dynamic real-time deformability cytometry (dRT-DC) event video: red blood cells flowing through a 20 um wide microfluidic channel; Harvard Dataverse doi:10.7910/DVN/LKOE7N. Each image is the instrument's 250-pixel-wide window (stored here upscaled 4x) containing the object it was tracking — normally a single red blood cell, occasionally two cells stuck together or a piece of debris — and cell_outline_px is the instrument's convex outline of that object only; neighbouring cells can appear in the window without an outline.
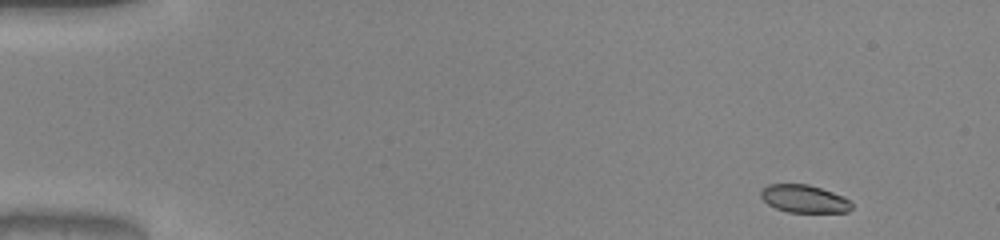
{"species": "common noctule bat (a hibernating species)", "species_latin": "Nyctalus noctula", "temperature_condition": "warm", "stored_images_in_passage": 48, "camera_frame_rate_fps": 3000, "um_per_image_px": 0.085, "animal": {"sex": "male", "body_mass_g": 20.0, "forearm_length_mm": 53.3}, "frame": {"image": 1, "passage_image": 1, "time_ms": 0.0, "image_size_px": [1000, 240], "cell_outline_px": [[852, 208], [848, 212], [788, 212], [776, 208], [768, 204], [760, 196], [760, 192], [768, 184], [808, 184], [844, 196], [852, 204]], "centroid_in_image_um": [68.36, 16.9], "position_along_channel_um": 16.6, "area_um2": 14.62}}
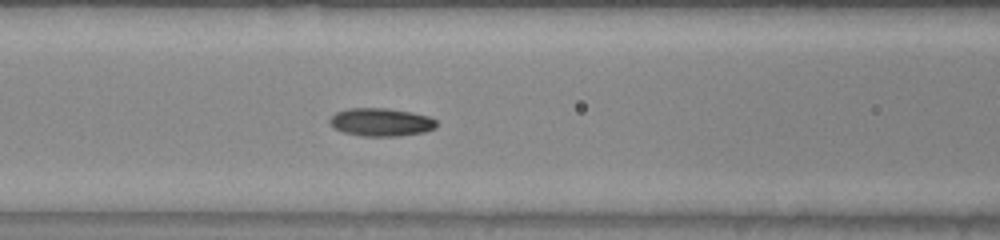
{"frame": {"image": 2, "passage_image": 19, "time_ms": 6.0, "image_size_px": [1000, 240], "cell_outline_px": [[436, 128], [424, 132], [396, 136], [360, 136], [344, 132], [332, 128], [328, 120], [336, 112], [348, 108], [388, 108], [412, 112], [428, 116], [436, 120]], "centroid_in_image_um": [32.36, 10.38], "position_along_channel_um": 134.2, "area_um2": 17.57}}
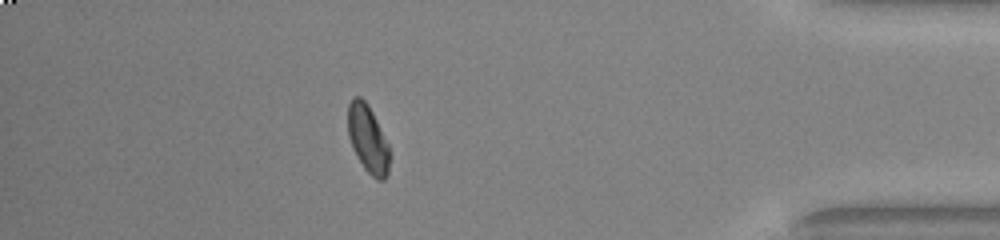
{"frame": {"image": 3, "passage_image": 42, "time_ms": 13.667, "image_size_px": [1000, 240], "cell_outline_px": [[392, 156], [388, 176], [384, 180], [376, 180], [364, 168], [356, 156], [352, 148], [348, 136], [348, 104], [352, 96], [360, 96], [368, 104], [388, 144]], "centroid_in_image_um": [31.29, 11.85], "position_along_channel_um": 403.9, "area_um2": 16.82}, "authors_computed_cell_mechanics": {"area_um2": 16.473, "velocity_mm_per_s": 4.0397, "shape_relaxation_time_tau1_ms": 3.7354, "shape_relaxation_time_tau2_ms": 2.8429, "deformation_change_tau1": 0.1332, "deformation_change_tau2": 0.0701}}